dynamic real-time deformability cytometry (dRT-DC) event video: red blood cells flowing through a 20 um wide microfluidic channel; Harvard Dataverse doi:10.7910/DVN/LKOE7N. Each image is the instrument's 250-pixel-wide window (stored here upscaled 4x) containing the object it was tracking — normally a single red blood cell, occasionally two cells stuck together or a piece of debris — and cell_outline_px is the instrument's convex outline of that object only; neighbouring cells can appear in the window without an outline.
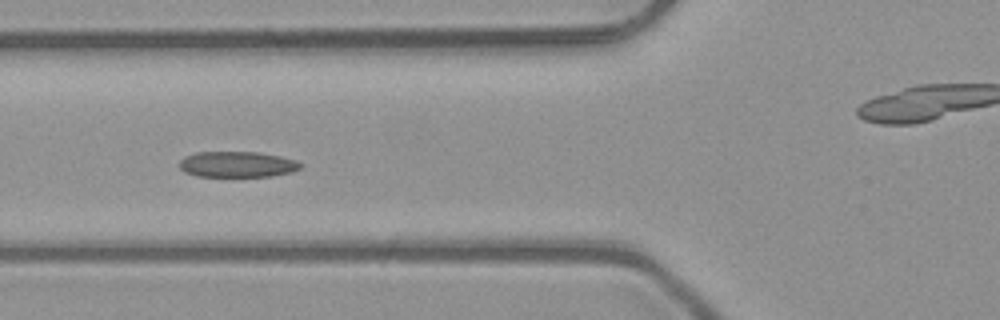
{"species": "common noctule bat (a hibernating species)", "species_latin": "Nyctalus noctula", "temperature_condition": "room temperature", "stored_images_in_passage": 8, "camera_frame_rate_fps": 3000, "um_per_image_px": 0.085, "animal": {"sex": "male", "body_mass_g": 23.1, "forearm_length_mm": 52.7}, "frame": {"image": 1, "passage_image": 5, "time_ms": 1.333, "image_size_px": [1000, 320], "cell_outline_px": [[304, 164], [300, 168], [292, 172], [272, 176], [196, 176], [184, 172], [180, 168], [180, 160], [184, 156], [196, 152], [260, 152], [280, 156], [296, 160]], "centroid_in_image_um": [20.18, 13.96], "position_along_channel_um": 105.6, "area_um2": 18.32}}